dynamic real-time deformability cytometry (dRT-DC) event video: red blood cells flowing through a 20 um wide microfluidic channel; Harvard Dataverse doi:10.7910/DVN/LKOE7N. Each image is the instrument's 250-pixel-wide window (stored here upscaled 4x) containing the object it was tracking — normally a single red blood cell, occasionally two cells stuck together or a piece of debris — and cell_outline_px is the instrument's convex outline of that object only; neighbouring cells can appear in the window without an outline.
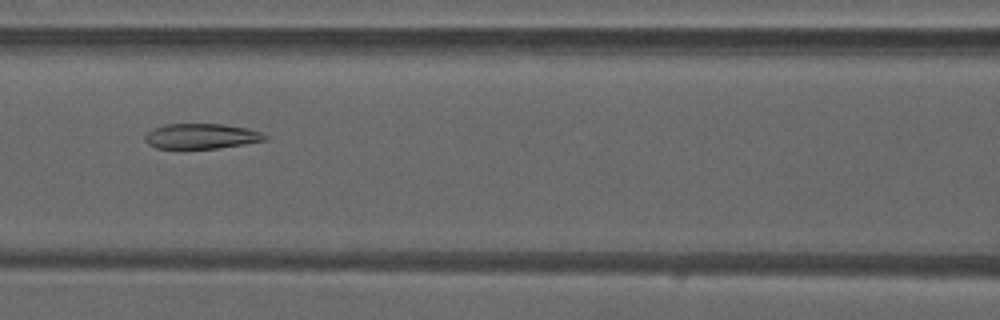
{"species": "common noctule bat (a hibernating species)", "species_latin": "Nyctalus noctula", "temperature_condition": "warm", "stored_images_in_passage": 30, "camera_frame_rate_fps": 3000, "um_per_image_px": 0.085, "animal": {"sex": "male", "forearm_length_mm": 52.5}, "frame": {"image": 1, "passage_image": 10, "time_ms": 3.0, "image_size_px": [1000, 320], "cell_outline_px": [[268, 140], [244, 144], [216, 148], [156, 148], [148, 144], [144, 140], [144, 136], [148, 132], [164, 124], [224, 124], [248, 128], [260, 132], [268, 136]], "centroid_in_image_um": [17.14, 11.57], "position_along_channel_um": 149.5, "area_um2": 17.57}}
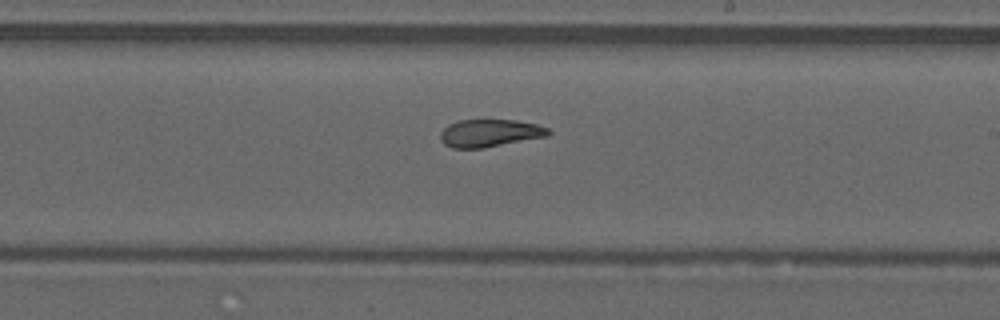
{"frame": {"image": 2, "passage_image": 17, "time_ms": 5.333, "image_size_px": [1000, 320], "cell_outline_px": [[552, 132], [548, 136], [484, 148], [452, 148], [444, 144], [440, 140], [440, 132], [448, 124], [460, 120], [516, 120], [536, 124], [548, 128]], "centroid_in_image_um": [41.63, 11.32], "position_along_channel_um": 247.4, "area_um2": 17.46}}
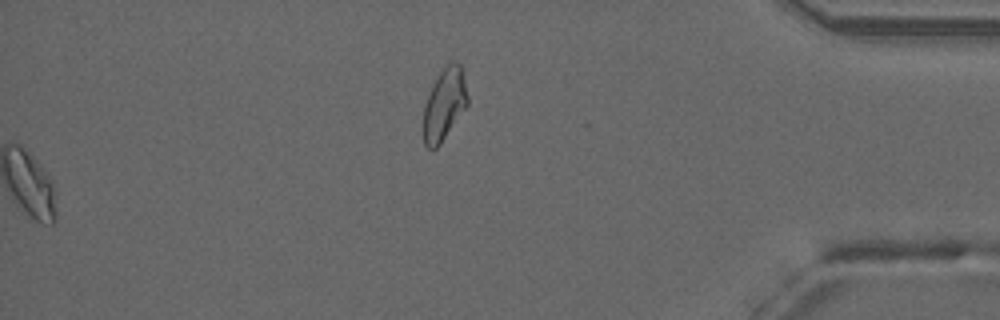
{"frame": {"image": 3, "passage_image": 30, "time_ms": 9.667, "image_size_px": [1000, 320], "cell_outline_px": [[468, 104], [440, 144], [436, 148], [428, 148], [424, 144], [424, 108], [432, 84], [440, 72], [448, 64], [460, 64], [468, 96]], "centroid_in_image_um": [37.77, 8.9], "position_along_channel_um": 397.4, "area_um2": 17.92}, "authors_computed_cell_mechanics": {"area_um2": 18.2937, "velocity_mm_per_s": 4.2016, "shape_relaxation_time_tau1_ms": null, "shape_relaxation_time_tau2_ms": 3.3869, "deformation_change_tau1": null, "deformation_change_tau2": 0.0864}}